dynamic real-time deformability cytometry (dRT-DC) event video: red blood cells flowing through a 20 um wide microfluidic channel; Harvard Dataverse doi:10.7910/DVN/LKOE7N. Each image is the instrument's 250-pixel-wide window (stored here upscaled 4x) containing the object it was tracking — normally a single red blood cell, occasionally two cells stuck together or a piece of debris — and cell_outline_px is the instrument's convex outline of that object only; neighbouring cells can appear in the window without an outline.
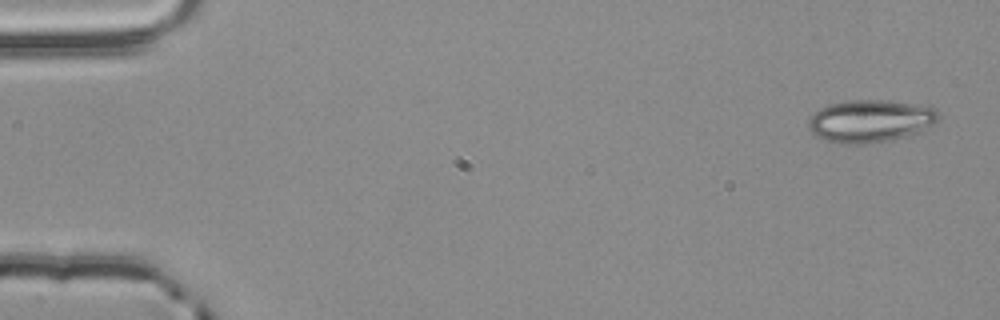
{"species": "common noctule bat (a hibernating species)", "species_latin": "Nyctalus noctula", "temperature_condition": "room temperature", "stored_images_in_passage": 3, "camera_frame_rate_fps": 3000, "um_per_image_px": 0.085, "animal": {"sex": "male", "body_mass_g": 20.4}, "frame": {"image": 1, "passage_image": 1, "time_ms": 0.0, "image_size_px": [1000, 320], "cell_outline_px": [[940, 120], [920, 132], [888, 140], [856, 144], [836, 144], [824, 140], [812, 132], [808, 128], [808, 120], [820, 108], [828, 104], [852, 100], [884, 100], [916, 104], [936, 108], [940, 112]], "centroid_in_image_um": [74.0, 10.28], "position_along_channel_um": 11.0, "area_um2": 32.25}}